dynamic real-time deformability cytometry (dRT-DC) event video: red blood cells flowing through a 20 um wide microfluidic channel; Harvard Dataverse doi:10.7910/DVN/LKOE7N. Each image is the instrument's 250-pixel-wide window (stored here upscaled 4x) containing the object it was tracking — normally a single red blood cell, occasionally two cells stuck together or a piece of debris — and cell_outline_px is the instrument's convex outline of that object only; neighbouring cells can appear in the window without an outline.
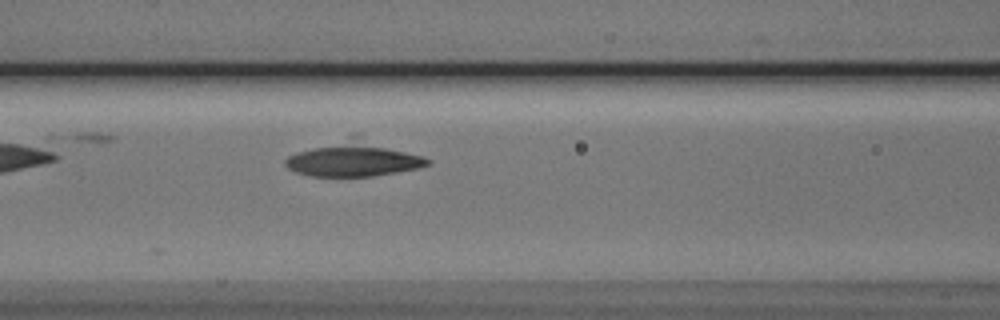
{"species": "Egyptian fruit bat (a non-hibernating species)", "species_latin": "Rousettus aegyptiacus", "temperature_condition": "cold", "stored_images_in_passage": 9, "camera_frame_rate_fps": 3000, "um_per_image_px": 0.085, "animal": {"sex": "male"}, "frame": {"image": 1, "passage_image": 9, "time_ms": 10.333, "image_size_px": [1000, 320], "cell_outline_px": [[432, 164], [416, 168], [396, 172], [372, 176], [312, 176], [296, 172], [288, 168], [284, 164], [284, 160], [288, 156], [296, 152], [316, 148], [384, 148], [404, 152], [420, 156], [432, 160]], "centroid_in_image_um": [30.0, 13.75], "position_along_channel_um": 136.6, "area_um2": 23.93}}